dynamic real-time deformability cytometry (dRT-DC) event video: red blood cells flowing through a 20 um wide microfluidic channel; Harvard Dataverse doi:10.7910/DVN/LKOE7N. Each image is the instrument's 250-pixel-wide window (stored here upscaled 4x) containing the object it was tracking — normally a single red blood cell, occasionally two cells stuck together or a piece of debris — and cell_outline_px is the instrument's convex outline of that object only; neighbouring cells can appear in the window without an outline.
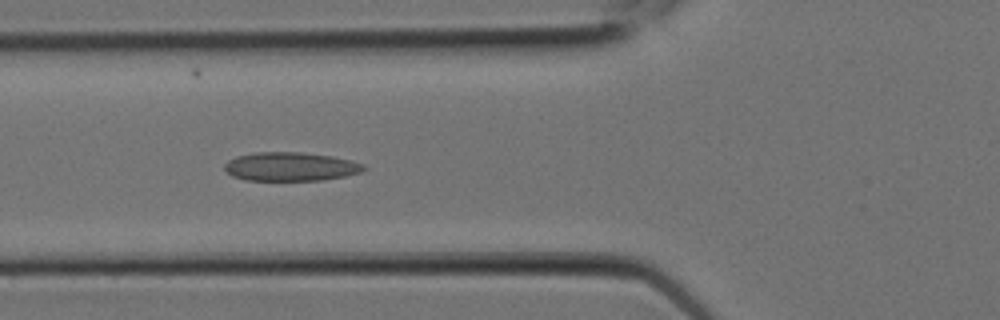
{"species": "Egyptian fruit bat (a non-hibernating species)", "species_latin": "Rousettus aegyptiacus", "temperature_condition": "room temperature", "stored_images_in_passage": 8, "camera_frame_rate_fps": 3000, "um_per_image_px": 0.085, "animal": {"sex": "female"}, "frame": {"image": 1, "passage_image": 7, "time_ms": 2.0, "image_size_px": [1000, 320], "cell_outline_px": [[368, 168], [360, 172], [344, 176], [320, 180], [244, 180], [232, 176], [224, 168], [224, 164], [228, 160], [236, 156], [256, 152], [300, 152], [332, 156], [352, 160], [364, 164]], "centroid_in_image_um": [24.7, 14.15], "position_along_channel_um": 101.1, "area_um2": 23.35}}
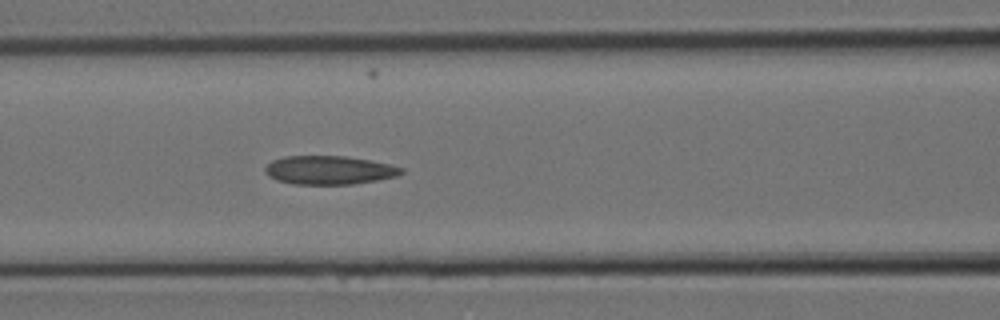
{"frame": {"image": 2, "passage_image": 8, "time_ms": 2.333, "image_size_px": [1000, 320], "cell_outline_px": [[404, 172], [396, 176], [376, 180], [352, 184], [292, 184], [276, 180], [268, 176], [264, 172], [264, 168], [272, 160], [284, 156], [344, 156], [368, 160], [388, 164], [404, 168]], "centroid_in_image_um": [27.93, 14.46], "position_along_channel_um": 138.7, "area_um2": 22.66}}